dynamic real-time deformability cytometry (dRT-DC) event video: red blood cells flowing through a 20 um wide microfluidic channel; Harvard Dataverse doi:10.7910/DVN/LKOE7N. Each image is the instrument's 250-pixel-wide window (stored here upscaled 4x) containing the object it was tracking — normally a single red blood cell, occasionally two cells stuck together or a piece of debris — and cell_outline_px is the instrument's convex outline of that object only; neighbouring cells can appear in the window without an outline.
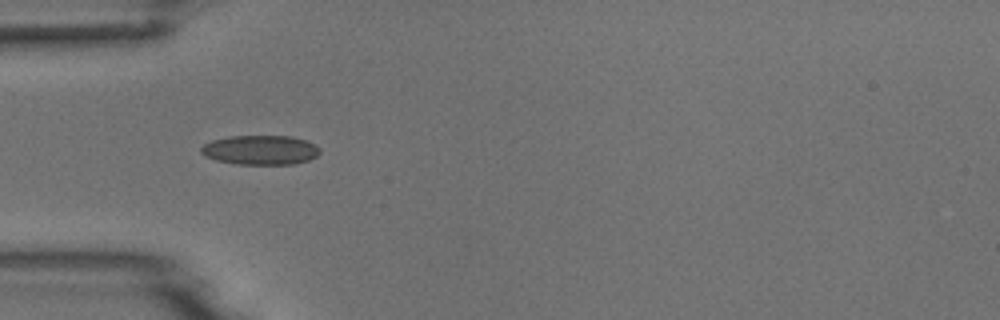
{"species": "common noctule bat (a hibernating species)", "species_latin": "Nyctalus noctula", "temperature_condition": "room temperature", "stored_images_in_passage": 2, "camera_frame_rate_fps": 3000, "um_per_image_px": 0.085, "animal": {"sex": "male", "body_mass_g": 18.8}, "frame": {"image": 1, "passage_image": 1, "time_ms": 0.0, "image_size_px": [1000, 320], "cell_outline_px": [[320, 152], [316, 156], [308, 160], [292, 164], [236, 164], [216, 160], [204, 156], [200, 152], [200, 148], [204, 144], [212, 140], [228, 136], [292, 136], [308, 140], [320, 148]], "centroid_in_image_um": [22.12, 12.74], "position_along_channel_um": 62.9, "area_um2": 20.52}}